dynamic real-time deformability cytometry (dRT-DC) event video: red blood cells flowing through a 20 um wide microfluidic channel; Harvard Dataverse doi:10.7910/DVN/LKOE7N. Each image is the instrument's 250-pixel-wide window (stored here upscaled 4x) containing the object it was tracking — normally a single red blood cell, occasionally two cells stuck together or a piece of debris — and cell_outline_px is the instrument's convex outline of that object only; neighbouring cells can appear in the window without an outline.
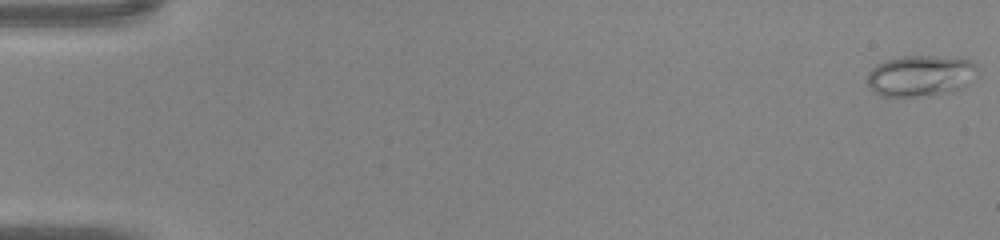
{"species": "common noctule bat (a hibernating species)", "species_latin": "Nyctalus noctula", "temperature_condition": "warm", "stored_images_in_passage": 47, "camera_frame_rate_fps": 3000, "um_per_image_px": 0.085, "animal": {"sex": "male", "body_mass_g": 20.0, "forearm_length_mm": 53.3}, "frame": {"image": 1, "passage_image": 1, "time_ms": 0.0, "image_size_px": [1000, 240], "cell_outline_px": [[976, 68], [968, 84], [960, 88], [948, 92], [928, 96], [880, 96], [868, 88], [868, 72], [876, 64], [884, 60], [900, 56], [936, 56], [972, 60], [976, 64]], "centroid_in_image_um": [78.18, 6.44], "position_along_channel_um": 6.8, "area_um2": 26.36}}
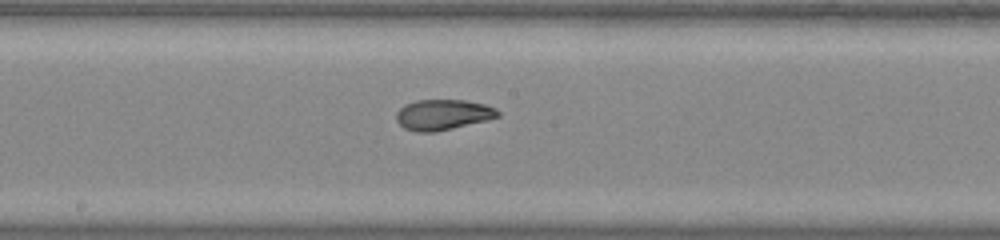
{"frame": {"image": 2, "passage_image": 26, "time_ms": 8.333, "image_size_px": [1000, 240], "cell_outline_px": [[500, 116], [488, 120], [436, 132], [416, 132], [404, 128], [396, 120], [396, 112], [404, 104], [416, 100], [464, 100], [484, 104], [496, 108], [500, 112]], "centroid_in_image_um": [37.64, 9.75], "position_along_channel_um": 210.6, "area_um2": 18.21}}
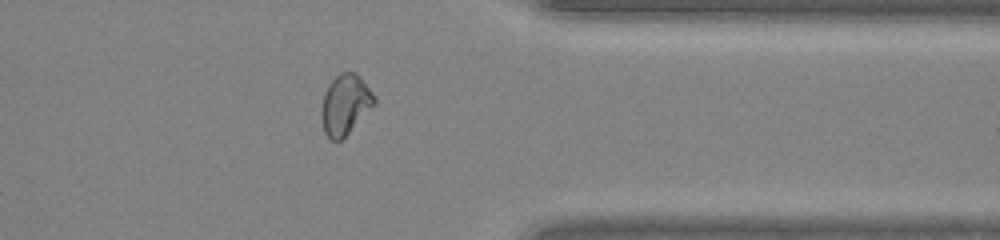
{"frame": {"image": 3, "passage_image": 38, "time_ms": 12.333, "image_size_px": [1000, 240], "cell_outline_px": [[376, 104], [340, 140], [332, 140], [324, 132], [320, 116], [320, 112], [324, 92], [328, 84], [340, 72], [356, 72], [360, 76], [376, 96]], "centroid_in_image_um": [29.34, 8.85], "position_along_channel_um": 382.1, "area_um2": 18.61}}